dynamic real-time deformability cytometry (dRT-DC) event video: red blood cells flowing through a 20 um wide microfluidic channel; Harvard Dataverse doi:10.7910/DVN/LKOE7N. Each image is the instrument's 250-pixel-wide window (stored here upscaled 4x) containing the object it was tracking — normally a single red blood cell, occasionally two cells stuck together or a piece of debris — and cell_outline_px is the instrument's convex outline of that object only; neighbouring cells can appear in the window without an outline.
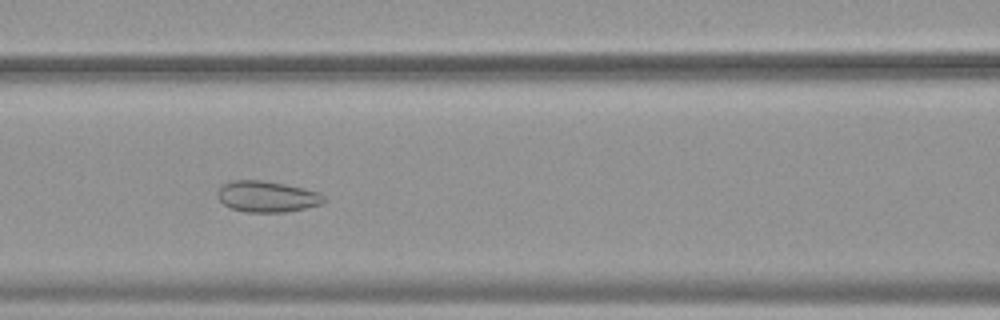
{"species": "common noctule bat (a hibernating species)", "species_latin": "Nyctalus noctula", "temperature_condition": "warm", "stored_images_in_passage": 51, "camera_frame_rate_fps": 3000, "um_per_image_px": 0.085, "animal": {"sex": "female", "body_mass_g": 19.9}, "frame": {"image": 1, "passage_image": 21, "time_ms": 6.667, "image_size_px": [1000, 320], "cell_outline_px": [[328, 200], [320, 204], [288, 212], [244, 212], [232, 208], [224, 204], [216, 196], [216, 192], [220, 184], [232, 180], [264, 180], [304, 188], [320, 192], [328, 196]], "centroid_in_image_um": [22.7, 16.69], "position_along_channel_um": 143.9, "area_um2": 19.65}}
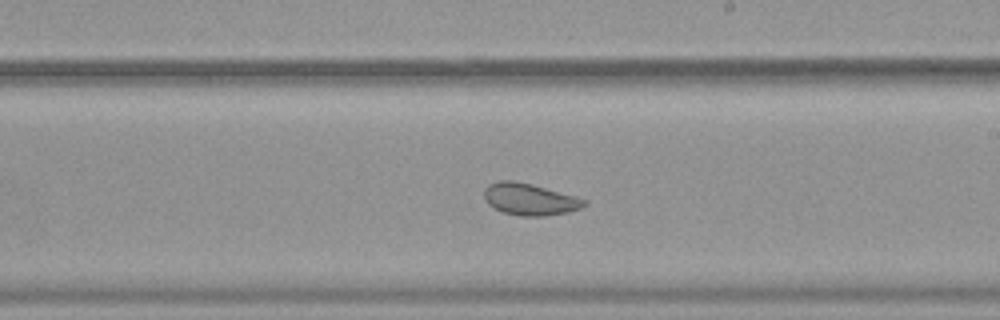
{"frame": {"image": 2, "passage_image": 29, "time_ms": 9.333, "image_size_px": [1000, 320], "cell_outline_px": [[588, 204], [580, 208], [568, 212], [544, 216], [520, 216], [504, 212], [488, 204], [484, 200], [484, 188], [488, 184], [500, 180], [512, 180], [532, 184], [576, 196], [588, 200]], "centroid_in_image_um": [45.03, 16.93], "position_along_channel_um": 244.0, "area_um2": 18.67}}
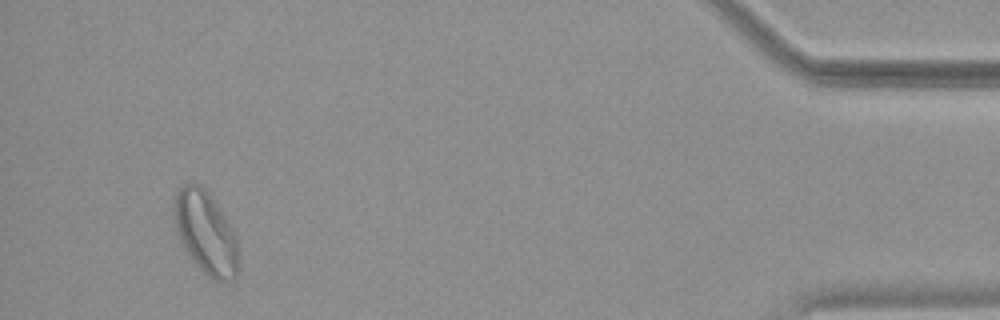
{"frame": {"image": 3, "passage_image": 48, "time_ms": 15.667, "image_size_px": [1000, 320], "cell_outline_px": [[240, 256], [236, 276], [228, 280], [212, 280], [196, 264], [188, 252], [176, 232], [172, 208], [176, 192], [184, 184], [196, 180], [208, 192], [232, 228], [236, 236]], "centroid_in_image_um": [17.48, 19.74], "position_along_channel_um": 417.7, "area_um2": 31.04}, "authors_computed_cell_mechanics": {"area_um2": 25.6632, "velocity_mm_per_s": 3.7646, "shape_relaxation_time_tau1_ms": null, "shape_relaxation_time_tau2_ms": 1.2355, "deformation_change_tau1": null, "deformation_change_tau2": 0.0658}}